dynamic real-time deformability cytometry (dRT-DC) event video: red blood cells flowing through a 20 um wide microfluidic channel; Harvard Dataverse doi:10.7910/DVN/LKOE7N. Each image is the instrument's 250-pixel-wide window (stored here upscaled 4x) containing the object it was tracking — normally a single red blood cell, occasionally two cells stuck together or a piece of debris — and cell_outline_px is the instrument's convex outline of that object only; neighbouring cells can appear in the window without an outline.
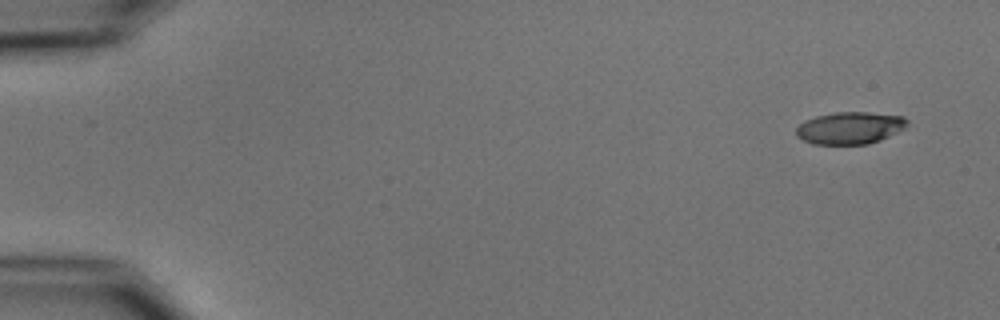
{"species": "common noctule bat (a hibernating species)", "species_latin": "Nyctalus noctula", "temperature_condition": "cold", "stored_images_in_passage": 4, "camera_frame_rate_fps": 3000, "um_per_image_px": 0.085, "animal": {"sex": "male", "body_mass_g": 15.6}, "frame": {"image": 1, "passage_image": 1, "time_ms": 0.0, "image_size_px": [1000, 320], "cell_outline_px": [[908, 120], [904, 128], [880, 140], [868, 144], [812, 144], [796, 136], [796, 128], [804, 120], [816, 116], [836, 112], [868, 112], [904, 116]], "centroid_in_image_um": [72.22, 10.87], "position_along_channel_um": 12.8, "area_um2": 20.75}}
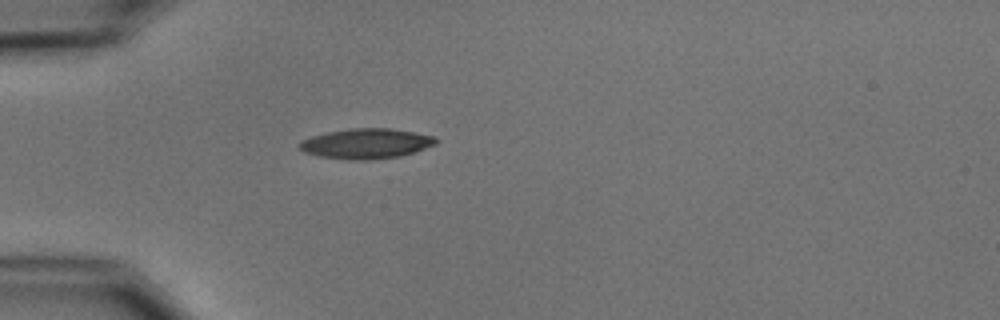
{"frame": {"image": 2, "passage_image": 4, "time_ms": 4.333, "image_size_px": [1000, 320], "cell_outline_px": [[436, 144], [400, 156], [372, 160], [348, 160], [320, 156], [304, 152], [296, 144], [300, 140], [312, 136], [328, 132], [348, 128], [388, 128], [412, 132], [432, 136], [436, 140]], "centroid_in_image_um": [31.05, 12.21], "position_along_channel_um": 53.9, "area_um2": 23.81}}